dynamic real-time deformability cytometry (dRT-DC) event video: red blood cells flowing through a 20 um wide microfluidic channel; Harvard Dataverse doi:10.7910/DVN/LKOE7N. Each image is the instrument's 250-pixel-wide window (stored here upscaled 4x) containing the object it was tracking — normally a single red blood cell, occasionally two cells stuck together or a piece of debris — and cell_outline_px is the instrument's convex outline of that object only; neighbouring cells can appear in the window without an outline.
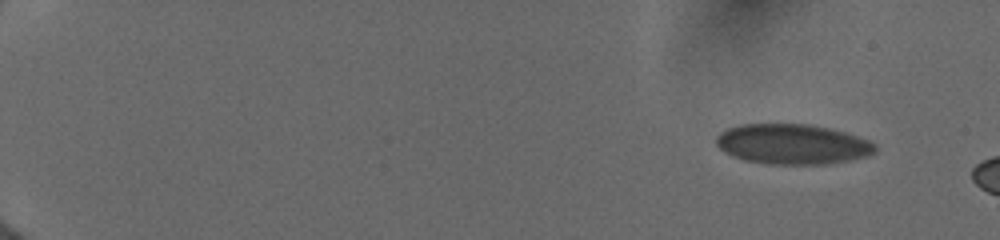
{"species": "human", "species_latin": "Homo sapiens", "temperature_condition": "cold", "stored_images_in_passage": 9, "camera_frame_rate_fps": 3000, "um_per_image_px": 0.085, "donor": {"sex": "female"}, "frame": {"image": 1, "passage_image": 1, "time_ms": 0.0, "image_size_px": [1000, 240], "cell_outline_px": [[876, 152], [868, 156], [848, 160], [824, 164], [772, 164], [744, 160], [732, 156], [724, 152], [716, 144], [716, 136], [720, 132], [728, 128], [740, 124], [808, 124], [828, 128], [844, 132], [868, 140], [876, 144]], "centroid_in_image_um": [67.34, 12.25], "position_along_channel_um": 17.7, "area_um2": 37.11}}